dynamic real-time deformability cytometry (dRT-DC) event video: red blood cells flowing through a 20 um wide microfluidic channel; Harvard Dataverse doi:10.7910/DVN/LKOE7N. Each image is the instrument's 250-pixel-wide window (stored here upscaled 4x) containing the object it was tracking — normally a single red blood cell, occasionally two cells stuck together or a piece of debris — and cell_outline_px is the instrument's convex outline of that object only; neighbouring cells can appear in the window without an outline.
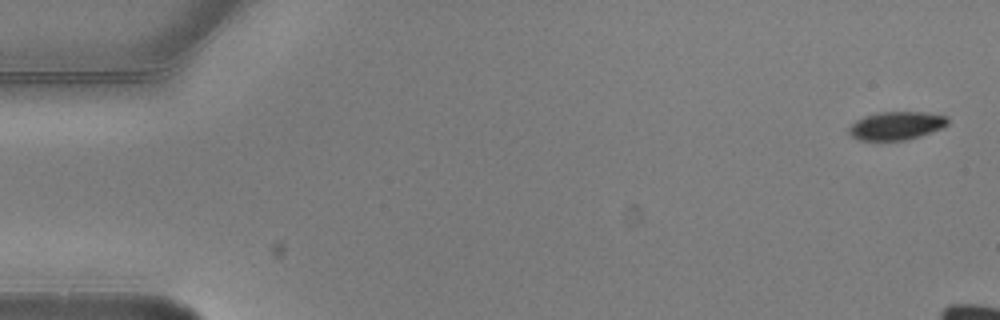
{"species": "common noctule bat (a hibernating species)", "species_latin": "Nyctalus noctula", "temperature_condition": "warm", "stored_images_in_passage": 4, "camera_frame_rate_fps": 3000, "um_per_image_px": 0.085, "animal": {"sex": "male", "body_mass_g": 20.5, "forearm_length_mm": 52.5}, "frame": {"image": 1, "passage_image": 1, "time_ms": 0.0, "image_size_px": [1000, 320], "cell_outline_px": [[948, 124], [944, 128], [908, 140], [860, 140], [852, 136], [848, 132], [848, 128], [856, 120], [864, 116], [880, 112], [928, 112], [948, 116]], "centroid_in_image_um": [76.23, 10.68], "position_along_channel_um": 8.8, "area_um2": 16.42}}